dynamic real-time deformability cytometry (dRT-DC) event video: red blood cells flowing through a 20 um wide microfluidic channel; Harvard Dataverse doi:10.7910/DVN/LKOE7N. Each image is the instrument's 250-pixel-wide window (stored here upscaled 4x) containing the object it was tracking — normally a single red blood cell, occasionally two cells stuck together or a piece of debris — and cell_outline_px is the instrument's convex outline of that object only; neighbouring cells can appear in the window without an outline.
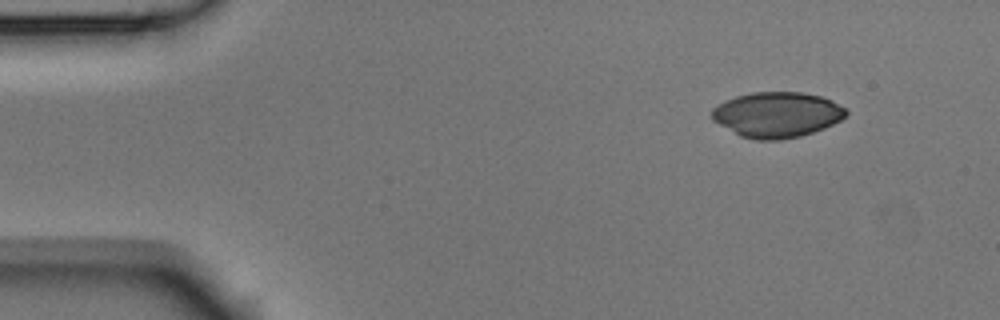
{"species": "Egyptian fruit bat (a non-hibernating species)", "species_latin": "Rousettus aegyptiacus", "temperature_condition": "room temperature", "stored_images_in_passage": 6, "segment_of_instrument_passage": [2, 2], "camera_frame_rate_fps": 3000, "um_per_image_px": 0.085, "animal": {"sex": "male"}, "frame": {"image": 1, "passage_image": 6, "time_ms": 1.667, "image_size_px": [1000, 320], "cell_outline_px": [[848, 112], [840, 120], [824, 128], [800, 136], [780, 140], [756, 140], [740, 136], [712, 120], [712, 108], [736, 96], [752, 92], [800, 92], [820, 96], [832, 100], [844, 108]], "centroid_in_image_um": [66.03, 9.75], "position_along_channel_um": 19.0, "area_um2": 35.26}}